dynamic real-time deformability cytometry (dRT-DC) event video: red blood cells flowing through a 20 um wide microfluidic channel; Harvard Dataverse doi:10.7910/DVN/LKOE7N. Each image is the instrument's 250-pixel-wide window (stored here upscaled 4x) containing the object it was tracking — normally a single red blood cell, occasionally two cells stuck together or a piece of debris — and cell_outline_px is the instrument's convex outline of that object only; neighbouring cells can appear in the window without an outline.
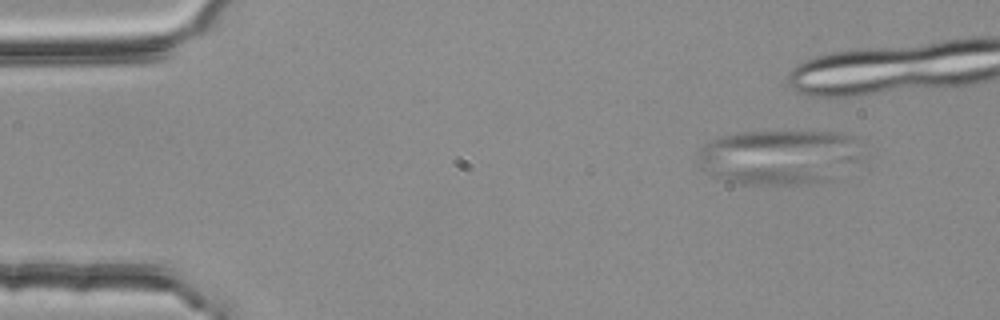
{"species": "common noctule bat (a hibernating species)", "species_latin": "Nyctalus noctula", "temperature_condition": "room temperature", "stored_images_in_passage": 4, "camera_frame_rate_fps": 3000, "um_per_image_px": 0.085, "animal": {"sex": "female", "body_mass_g": 25.1}, "frame": {"image": 1, "passage_image": 4, "time_ms": 1.0, "image_size_px": [1000, 320], "cell_outline_px": [[860, 160], [832, 180], [796, 184], [744, 184], [724, 180], [700, 168], [696, 164], [696, 156], [700, 148], [704, 144], [712, 140], [724, 136], [740, 132], [844, 132], [856, 136], [860, 156]], "centroid_in_image_um": [66.23, 13.34], "position_along_channel_um": 18.8, "area_um2": 52.83}}